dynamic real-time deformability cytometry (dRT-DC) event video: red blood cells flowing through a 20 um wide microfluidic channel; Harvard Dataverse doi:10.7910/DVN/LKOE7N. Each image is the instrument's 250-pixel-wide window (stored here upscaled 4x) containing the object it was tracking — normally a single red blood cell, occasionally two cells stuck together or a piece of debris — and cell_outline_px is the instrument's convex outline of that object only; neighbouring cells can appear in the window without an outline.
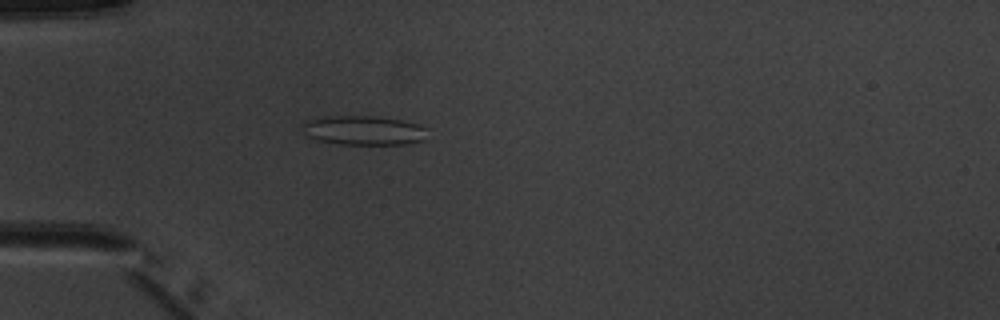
{"species": "common noctule bat (a hibernating species)", "species_latin": "Nyctalus noctula", "temperature_condition": "warm", "stored_images_in_passage": 2, "camera_frame_rate_fps": 3000, "um_per_image_px": 0.085, "animal": {"sex": "male", "body_mass_g": 20.1, "forearm_length_mm": 53.5}, "frame": {"image": 1, "passage_image": 2, "time_ms": 1.0, "image_size_px": [1000, 320], "cell_outline_px": [[428, 128], [424, 140], [408, 144], [340, 144], [316, 140], [308, 136], [304, 124], [304, 120], [324, 116], [376, 116], [400, 120], [416, 124]], "centroid_in_image_um": [30.94, 11.08], "position_along_channel_um": 54.1, "area_um2": 21.27}}